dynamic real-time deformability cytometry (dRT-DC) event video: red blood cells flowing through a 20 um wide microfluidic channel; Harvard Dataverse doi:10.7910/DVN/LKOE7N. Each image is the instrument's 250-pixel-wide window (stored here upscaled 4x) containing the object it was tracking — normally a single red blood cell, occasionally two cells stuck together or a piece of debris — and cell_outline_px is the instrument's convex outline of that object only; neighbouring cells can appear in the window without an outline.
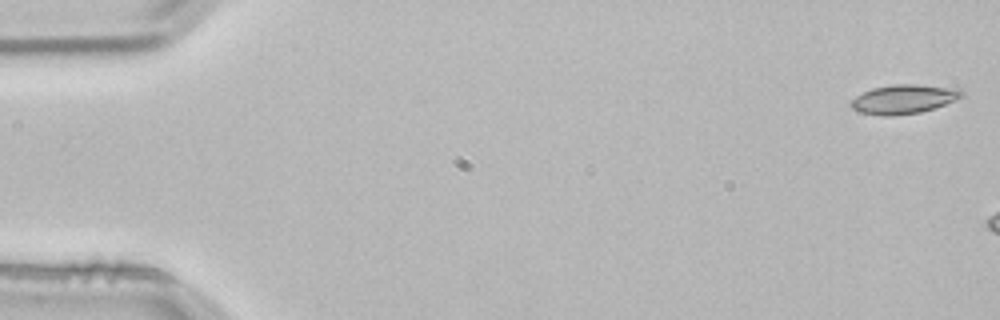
{"species": "common noctule bat (a hibernating species)", "species_latin": "Nyctalus noctula", "temperature_condition": "room temperature", "stored_images_in_passage": 3, "camera_frame_rate_fps": 3000, "um_per_image_px": 0.085, "animal": {"sex": "male", "body_mass_g": 21.5, "forearm_length_mm": 52.0}, "frame": {"image": 1, "passage_image": 1, "time_ms": 0.0, "image_size_px": [1000, 320], "cell_outline_px": [[964, 96], [944, 104], [920, 112], [888, 116], [884, 116], [860, 112], [852, 108], [848, 104], [856, 96], [872, 88], [892, 84], [916, 84], [960, 88], [964, 92]], "centroid_in_image_um": [76.82, 8.41], "position_along_channel_um": 8.2, "area_um2": 18.73}}